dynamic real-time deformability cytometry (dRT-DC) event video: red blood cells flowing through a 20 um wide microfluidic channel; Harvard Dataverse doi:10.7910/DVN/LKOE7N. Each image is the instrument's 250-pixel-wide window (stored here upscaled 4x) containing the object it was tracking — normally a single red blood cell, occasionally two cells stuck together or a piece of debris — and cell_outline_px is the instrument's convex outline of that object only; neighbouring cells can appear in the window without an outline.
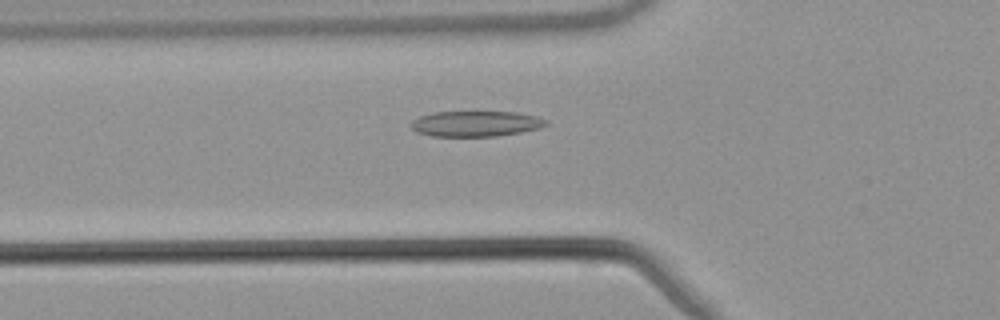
{"species": "common noctule bat (a hibernating species)", "species_latin": "Nyctalus noctula", "temperature_condition": "warm", "stored_images_in_passage": 46, "camera_frame_rate_fps": 3000, "um_per_image_px": 0.085, "animal": {"sex": "male", "body_mass_g": 21.5, "forearm_length_mm": 52.0}, "frame": {"image": 1, "passage_image": 12, "time_ms": 3.667, "image_size_px": [1000, 320], "cell_outline_px": [[548, 124], [540, 128], [520, 132], [496, 136], [432, 136], [416, 132], [408, 124], [412, 120], [420, 116], [432, 112], [516, 112], [536, 116], [548, 120]], "centroid_in_image_um": [40.42, 10.51], "position_along_channel_um": 85.4, "area_um2": 20.17}}
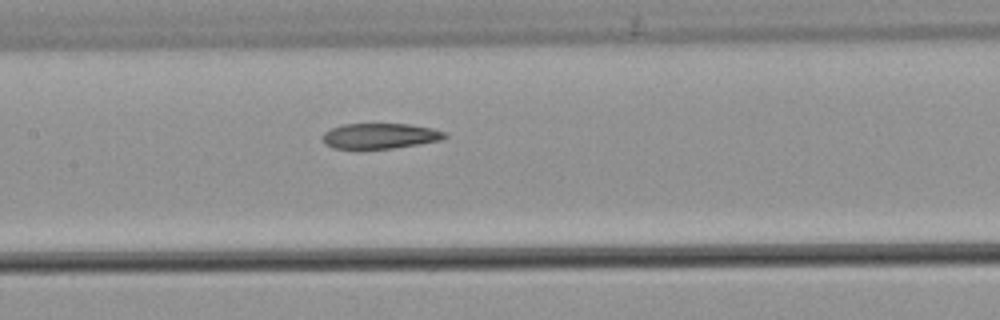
{"frame": {"image": 2, "passage_image": 19, "time_ms": 6.0, "image_size_px": [1000, 320], "cell_outline_px": [[448, 136], [440, 140], [392, 148], [332, 148], [324, 144], [324, 132], [332, 128], [344, 124], [408, 124], [432, 128], [444, 132]], "centroid_in_image_um": [32.29, 11.55], "position_along_channel_um": 175.1, "area_um2": 17.74}}
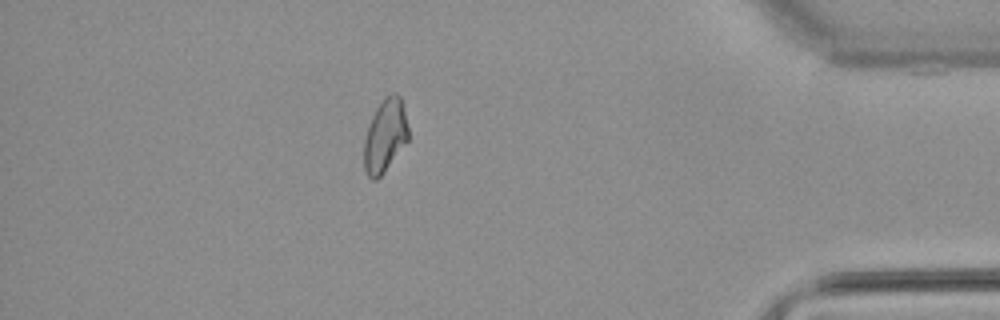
{"frame": {"image": 3, "passage_image": 40, "time_ms": 13.0, "image_size_px": [1000, 320], "cell_outline_px": [[408, 140], [384, 172], [376, 180], [372, 180], [368, 176], [364, 168], [364, 140], [372, 116], [376, 108], [384, 96], [392, 92], [396, 92], [400, 96], [408, 128]], "centroid_in_image_um": [32.72, 11.52], "position_along_channel_um": 402.5, "area_um2": 18.73}, "authors_computed_cell_mechanics": {"area_um2": 19.5364, "velocity_mm_per_s": 3.819, "shape_relaxation_time_tau1_ms": null, "shape_relaxation_time_tau2_ms": 4.6909, "deformation_change_tau1": null, "deformation_change_tau2": 0.1061}}